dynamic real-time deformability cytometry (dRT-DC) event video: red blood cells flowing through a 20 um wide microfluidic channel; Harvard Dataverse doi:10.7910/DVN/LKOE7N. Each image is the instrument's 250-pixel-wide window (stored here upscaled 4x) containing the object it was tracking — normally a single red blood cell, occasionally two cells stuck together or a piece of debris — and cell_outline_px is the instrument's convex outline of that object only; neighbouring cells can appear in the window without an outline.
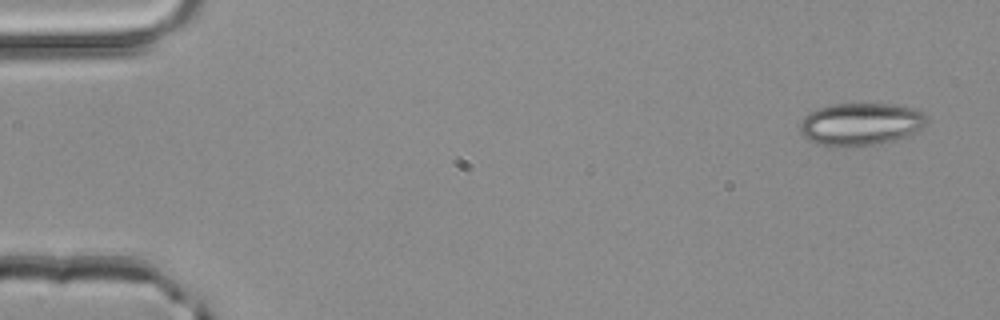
{"species": "common noctule bat (a hibernating species)", "species_latin": "Nyctalus noctula", "temperature_condition": "room temperature", "stored_images_in_passage": 3, "camera_frame_rate_fps": 3000, "um_per_image_px": 0.085, "animal": {"sex": "male", "body_mass_g": 20.4}, "frame": {"image": 1, "passage_image": 1, "time_ms": 0.0, "image_size_px": [1000, 320], "cell_outline_px": [[928, 120], [924, 128], [904, 136], [880, 144], [840, 148], [816, 144], [804, 136], [800, 132], [800, 120], [808, 112], [816, 108], [832, 104], [888, 104], [912, 108], [928, 116]], "centroid_in_image_um": [73.11, 10.56], "position_along_channel_um": 11.9, "area_um2": 31.73}}